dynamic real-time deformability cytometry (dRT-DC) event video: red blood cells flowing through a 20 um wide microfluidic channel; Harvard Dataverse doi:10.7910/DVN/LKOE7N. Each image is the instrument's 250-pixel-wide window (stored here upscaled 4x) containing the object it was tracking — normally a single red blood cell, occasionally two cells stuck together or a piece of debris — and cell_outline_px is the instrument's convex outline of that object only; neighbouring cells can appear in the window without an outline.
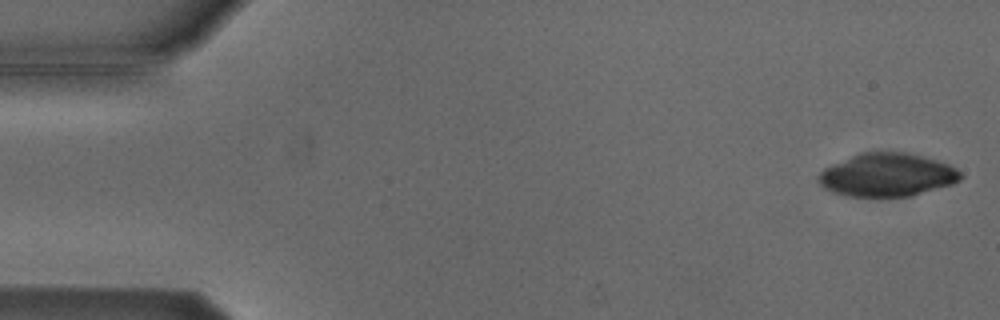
{"species": "Egyptian fruit bat (a non-hibernating species)", "species_latin": "Rousettus aegyptiacus", "temperature_condition": "cold", "stored_images_in_passage": 4, "camera_frame_rate_fps": 3000, "um_per_image_px": 0.085, "animal": {"sex": "male"}, "frame": {"image": 1, "passage_image": 1, "time_ms": 0.0, "image_size_px": [1000, 320], "cell_outline_px": [[964, 176], [960, 180], [952, 184], [912, 196], [848, 196], [832, 192], [824, 188], [816, 180], [816, 176], [824, 168], [832, 164], [860, 152], [908, 152], [936, 160], [948, 164], [956, 168]], "centroid_in_image_um": [75.39, 14.86], "position_along_channel_um": 9.6, "area_um2": 35.89}}